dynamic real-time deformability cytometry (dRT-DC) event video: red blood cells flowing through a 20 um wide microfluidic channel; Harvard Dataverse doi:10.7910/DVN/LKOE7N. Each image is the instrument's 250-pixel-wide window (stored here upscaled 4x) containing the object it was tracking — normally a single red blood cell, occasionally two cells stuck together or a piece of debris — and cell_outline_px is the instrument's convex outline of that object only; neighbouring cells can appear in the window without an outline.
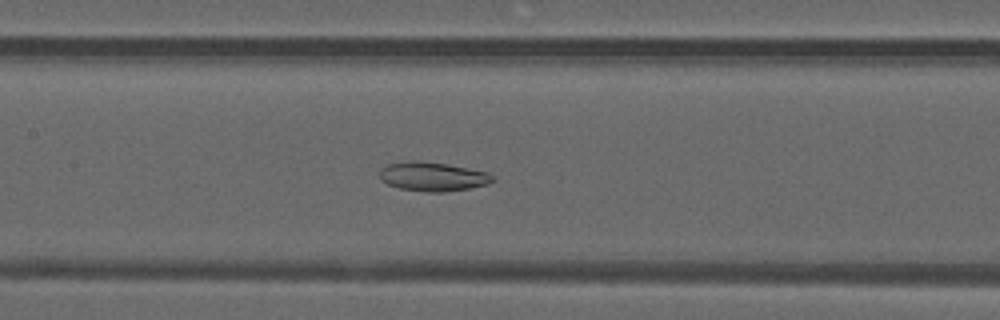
{"species": "common noctule bat (a hibernating species)", "species_latin": "Nyctalus noctula", "temperature_condition": "warm", "stored_images_in_passage": 35, "camera_frame_rate_fps": 3000, "um_per_image_px": 0.085, "animal": {"sex": "male", "forearm_length_mm": 52.5}, "frame": {"image": 1, "passage_image": 23, "time_ms": 7.333, "image_size_px": [1000, 320], "cell_outline_px": [[496, 180], [488, 184], [468, 188], [444, 192], [428, 192], [400, 188], [388, 184], [380, 180], [380, 168], [384, 164], [412, 160], [420, 160], [448, 164], [488, 172], [496, 176]], "centroid_in_image_um": [36.78, 14.99], "position_along_channel_um": 170.6, "area_um2": 19.42}}
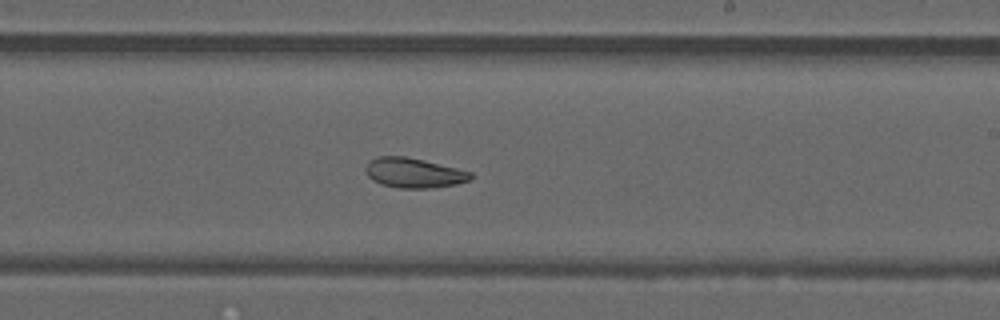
{"frame": {"image": 2, "passage_image": 29, "time_ms": 9.333, "image_size_px": [1000, 320], "cell_outline_px": [[472, 180], [456, 184], [428, 188], [396, 188], [372, 180], [368, 176], [364, 168], [376, 156], [404, 156], [424, 160], [472, 172]], "centroid_in_image_um": [35.18, 14.69], "position_along_channel_um": 253.8, "area_um2": 18.15}}
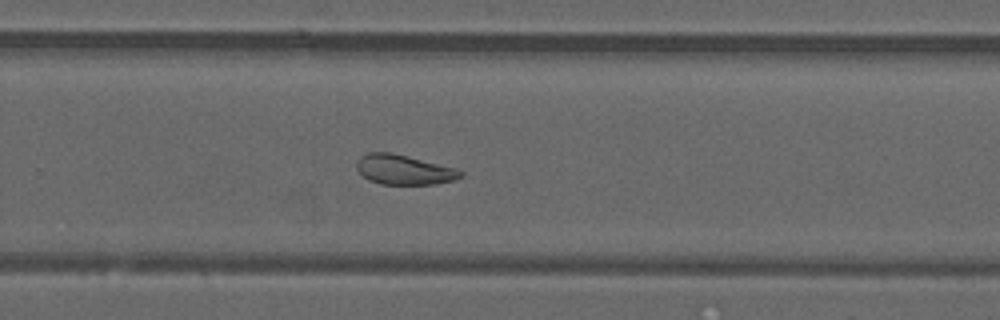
{"frame": {"image": 3, "passage_image": 32, "time_ms": 10.333, "image_size_px": [1000, 320], "cell_outline_px": [[464, 172], [460, 176], [452, 180], [436, 184], [380, 184], [368, 180], [356, 168], [356, 164], [360, 156], [368, 152], [392, 152], [456, 168]], "centroid_in_image_um": [34.3, 14.41], "position_along_channel_um": 295.5, "area_um2": 17.98}}